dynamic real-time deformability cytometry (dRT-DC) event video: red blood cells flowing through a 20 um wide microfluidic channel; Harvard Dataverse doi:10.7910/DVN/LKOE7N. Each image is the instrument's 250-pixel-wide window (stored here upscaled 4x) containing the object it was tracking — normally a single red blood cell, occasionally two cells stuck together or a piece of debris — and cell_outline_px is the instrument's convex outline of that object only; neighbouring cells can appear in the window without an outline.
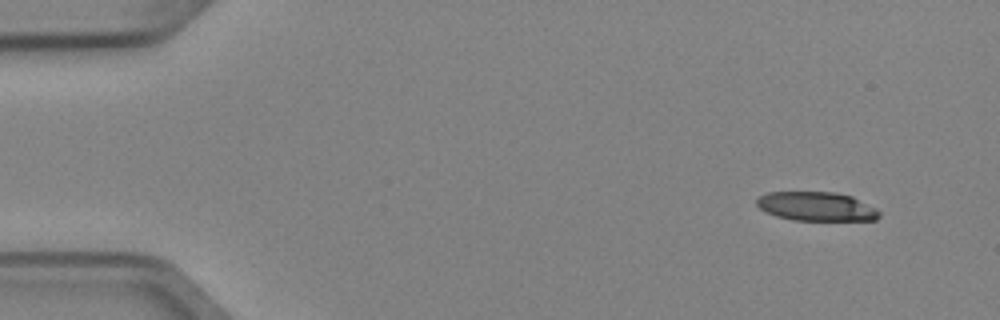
{"species": "Egyptian fruit bat (a non-hibernating species)", "species_latin": "Rousettus aegyptiacus", "temperature_condition": "cold", "stored_images_in_passage": 4, "camera_frame_rate_fps": 3000, "um_per_image_px": 0.085, "animal": {"sex": "female"}, "frame": {"image": 1, "passage_image": 1, "time_ms": 0.0, "image_size_px": [1000, 320], "cell_outline_px": [[880, 216], [876, 220], [792, 220], [776, 216], [760, 208], [756, 204], [756, 200], [760, 196], [768, 192], [836, 192], [852, 196], [876, 208], [880, 212]], "centroid_in_image_um": [69.41, 17.54], "position_along_channel_um": 15.6, "area_um2": 20.69}}
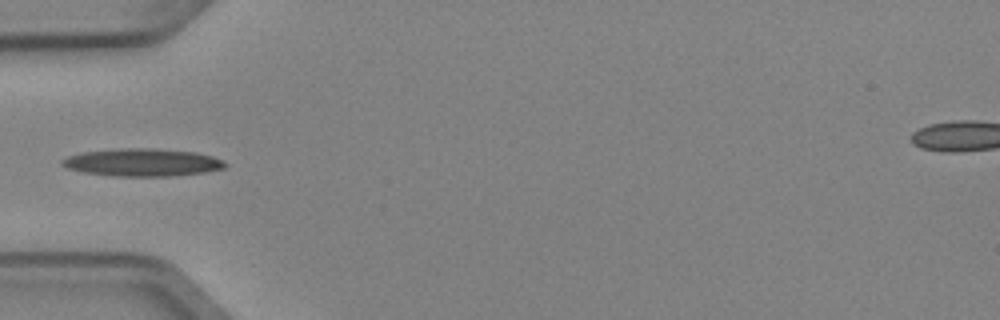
{"frame": {"image": 2, "passage_image": 4, "time_ms": 1.0, "image_size_px": [1000, 320], "cell_outline_px": [[228, 164], [224, 168], [204, 172], [168, 176], [116, 176], [84, 172], [68, 168], [60, 164], [60, 160], [68, 156], [80, 152], [120, 148], [156, 148], [196, 152], [212, 156]], "centroid_in_image_um": [12.07, 13.79], "position_along_channel_um": 72.9, "area_um2": 26.24}}